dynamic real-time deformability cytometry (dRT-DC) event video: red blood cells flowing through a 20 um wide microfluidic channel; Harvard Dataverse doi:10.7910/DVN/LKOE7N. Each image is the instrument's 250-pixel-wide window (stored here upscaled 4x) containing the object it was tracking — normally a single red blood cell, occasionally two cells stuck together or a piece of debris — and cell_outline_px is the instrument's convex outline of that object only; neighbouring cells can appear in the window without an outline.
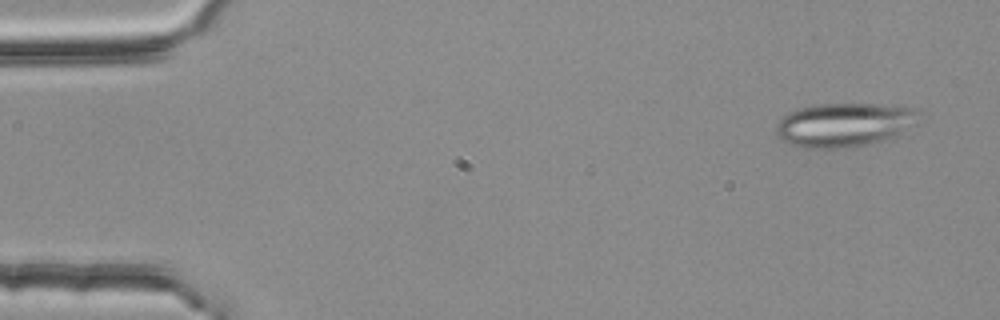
{"species": "common noctule bat (a hibernating species)", "species_latin": "Nyctalus noctula", "temperature_condition": "room temperature", "stored_images_in_passage": 55, "segment_of_instrument_passage": [1, 2], "camera_frame_rate_fps": 3000, "um_per_image_px": 0.085, "animal": {"sex": "female", "body_mass_g": 25.1}, "frame": {"image": 1, "passage_image": 4, "time_ms": 1.0, "image_size_px": [1000, 320], "cell_outline_px": [[920, 112], [916, 124], [888, 140], [856, 148], [804, 148], [788, 144], [776, 136], [776, 124], [788, 112], [796, 108], [812, 104], [880, 104], [916, 108]], "centroid_in_image_um": [71.76, 10.62], "position_along_channel_um": 13.2, "area_um2": 37.34}}